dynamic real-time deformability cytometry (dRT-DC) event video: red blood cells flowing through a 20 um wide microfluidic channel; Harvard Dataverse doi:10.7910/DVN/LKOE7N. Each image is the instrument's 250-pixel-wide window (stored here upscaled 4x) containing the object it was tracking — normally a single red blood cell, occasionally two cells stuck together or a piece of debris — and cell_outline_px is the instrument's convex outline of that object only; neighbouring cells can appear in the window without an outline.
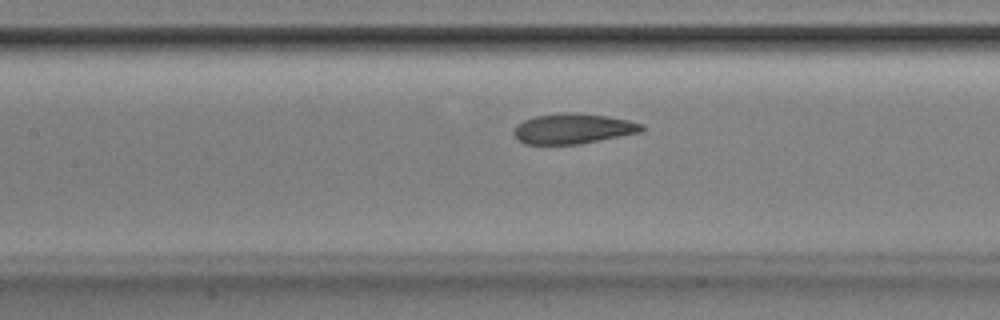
{"species": "Egyptian fruit bat (a non-hibernating species)", "species_latin": "Rousettus aegyptiacus", "temperature_condition": "room temperature", "stored_images_in_passage": 33, "camera_frame_rate_fps": 3000, "um_per_image_px": 0.085, "animal": {"sex": "male"}, "frame": {"image": 1, "passage_image": 12, "time_ms": 3.667, "image_size_px": [1000, 320], "cell_outline_px": [[644, 128], [640, 132], [580, 144], [524, 144], [516, 140], [512, 132], [516, 124], [532, 116], [560, 112], [568, 112], [608, 116], [628, 120], [644, 124]], "centroid_in_image_um": [48.64, 10.93], "position_along_channel_um": 158.8, "area_um2": 22.77}}
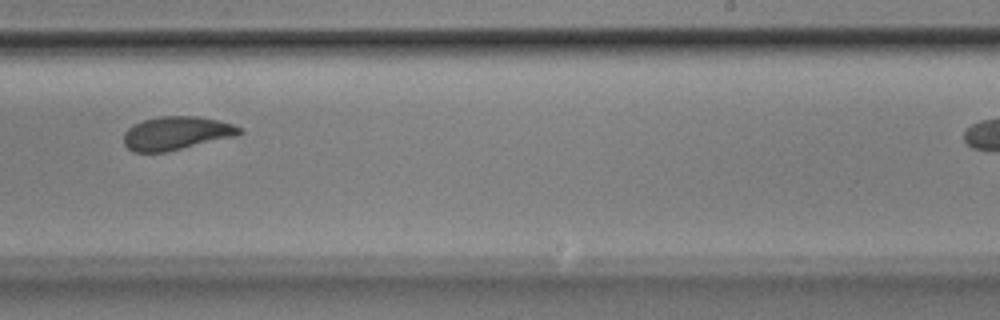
{"frame": {"image": 2, "passage_image": 21, "time_ms": 6.667, "image_size_px": [1000, 320], "cell_outline_px": [[244, 132], [236, 136], [164, 152], [132, 152], [124, 144], [124, 132], [132, 124], [144, 120], [160, 116], [196, 116], [216, 120], [232, 124], [240, 128]], "centroid_in_image_um": [14.96, 11.32], "position_along_channel_um": 274.0, "area_um2": 22.37}}
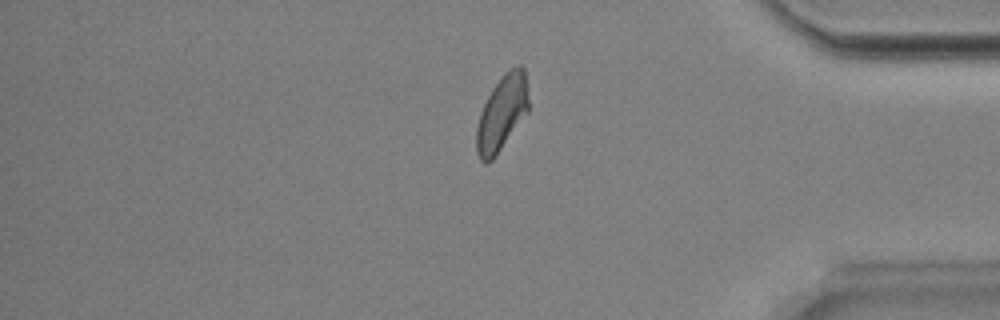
{"frame": {"image": 3, "passage_image": 32, "time_ms": 10.333, "image_size_px": [1000, 320], "cell_outline_px": [[528, 112], [492, 160], [488, 164], [484, 164], [480, 160], [476, 152], [476, 128], [480, 112], [492, 88], [512, 68], [520, 64], [524, 68], [528, 100]], "centroid_in_image_um": [42.63, 9.67], "position_along_channel_um": 392.6, "area_um2": 22.43}}